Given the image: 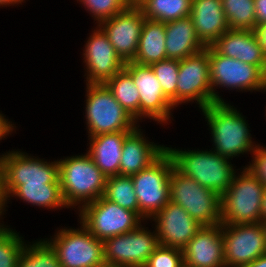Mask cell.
I'll return each mask as SVG.
<instances>
[{
  "instance_id": "cell-17",
  "label": "cell",
  "mask_w": 266,
  "mask_h": 267,
  "mask_svg": "<svg viewBox=\"0 0 266 267\" xmlns=\"http://www.w3.org/2000/svg\"><path fill=\"white\" fill-rule=\"evenodd\" d=\"M86 42L83 50L86 83H106L124 68L125 63L98 25Z\"/></svg>"
},
{
  "instance_id": "cell-14",
  "label": "cell",
  "mask_w": 266,
  "mask_h": 267,
  "mask_svg": "<svg viewBox=\"0 0 266 267\" xmlns=\"http://www.w3.org/2000/svg\"><path fill=\"white\" fill-rule=\"evenodd\" d=\"M225 267H243L266 254L262 223L222 224Z\"/></svg>"
},
{
  "instance_id": "cell-19",
  "label": "cell",
  "mask_w": 266,
  "mask_h": 267,
  "mask_svg": "<svg viewBox=\"0 0 266 267\" xmlns=\"http://www.w3.org/2000/svg\"><path fill=\"white\" fill-rule=\"evenodd\" d=\"M222 224L202 226L182 250L185 267H225Z\"/></svg>"
},
{
  "instance_id": "cell-38",
  "label": "cell",
  "mask_w": 266,
  "mask_h": 267,
  "mask_svg": "<svg viewBox=\"0 0 266 267\" xmlns=\"http://www.w3.org/2000/svg\"><path fill=\"white\" fill-rule=\"evenodd\" d=\"M257 24L266 23V0H254Z\"/></svg>"
},
{
  "instance_id": "cell-31",
  "label": "cell",
  "mask_w": 266,
  "mask_h": 267,
  "mask_svg": "<svg viewBox=\"0 0 266 267\" xmlns=\"http://www.w3.org/2000/svg\"><path fill=\"white\" fill-rule=\"evenodd\" d=\"M229 29L253 30L257 24L254 0H222Z\"/></svg>"
},
{
  "instance_id": "cell-45",
  "label": "cell",
  "mask_w": 266,
  "mask_h": 267,
  "mask_svg": "<svg viewBox=\"0 0 266 267\" xmlns=\"http://www.w3.org/2000/svg\"><path fill=\"white\" fill-rule=\"evenodd\" d=\"M100 267H120V266H116V265H110V264H103Z\"/></svg>"
},
{
  "instance_id": "cell-15",
  "label": "cell",
  "mask_w": 266,
  "mask_h": 267,
  "mask_svg": "<svg viewBox=\"0 0 266 267\" xmlns=\"http://www.w3.org/2000/svg\"><path fill=\"white\" fill-rule=\"evenodd\" d=\"M124 69L131 75L140 95V120L149 118L159 124H168L175 106L164 95L151 66L126 62Z\"/></svg>"
},
{
  "instance_id": "cell-2",
  "label": "cell",
  "mask_w": 266,
  "mask_h": 267,
  "mask_svg": "<svg viewBox=\"0 0 266 267\" xmlns=\"http://www.w3.org/2000/svg\"><path fill=\"white\" fill-rule=\"evenodd\" d=\"M59 183L67 208H79L102 197L106 176L88 153L58 160ZM75 206V207H74Z\"/></svg>"
},
{
  "instance_id": "cell-23",
  "label": "cell",
  "mask_w": 266,
  "mask_h": 267,
  "mask_svg": "<svg viewBox=\"0 0 266 267\" xmlns=\"http://www.w3.org/2000/svg\"><path fill=\"white\" fill-rule=\"evenodd\" d=\"M131 131H118L89 137L87 153L107 177L120 175V159L126 136Z\"/></svg>"
},
{
  "instance_id": "cell-37",
  "label": "cell",
  "mask_w": 266,
  "mask_h": 267,
  "mask_svg": "<svg viewBox=\"0 0 266 267\" xmlns=\"http://www.w3.org/2000/svg\"><path fill=\"white\" fill-rule=\"evenodd\" d=\"M253 33L261 47L264 55L266 56V23L256 24Z\"/></svg>"
},
{
  "instance_id": "cell-40",
  "label": "cell",
  "mask_w": 266,
  "mask_h": 267,
  "mask_svg": "<svg viewBox=\"0 0 266 267\" xmlns=\"http://www.w3.org/2000/svg\"><path fill=\"white\" fill-rule=\"evenodd\" d=\"M243 267H266V254Z\"/></svg>"
},
{
  "instance_id": "cell-1",
  "label": "cell",
  "mask_w": 266,
  "mask_h": 267,
  "mask_svg": "<svg viewBox=\"0 0 266 267\" xmlns=\"http://www.w3.org/2000/svg\"><path fill=\"white\" fill-rule=\"evenodd\" d=\"M201 111L211 130L212 150L231 160L240 154H253L258 144L252 140L245 116L233 105L227 101L216 102Z\"/></svg>"
},
{
  "instance_id": "cell-33",
  "label": "cell",
  "mask_w": 266,
  "mask_h": 267,
  "mask_svg": "<svg viewBox=\"0 0 266 267\" xmlns=\"http://www.w3.org/2000/svg\"><path fill=\"white\" fill-rule=\"evenodd\" d=\"M19 232L0 223V267H18V259L25 244Z\"/></svg>"
},
{
  "instance_id": "cell-20",
  "label": "cell",
  "mask_w": 266,
  "mask_h": 267,
  "mask_svg": "<svg viewBox=\"0 0 266 267\" xmlns=\"http://www.w3.org/2000/svg\"><path fill=\"white\" fill-rule=\"evenodd\" d=\"M139 126L132 130L124 140L120 159V175H135L150 167L167 151L166 146L147 140Z\"/></svg>"
},
{
  "instance_id": "cell-11",
  "label": "cell",
  "mask_w": 266,
  "mask_h": 267,
  "mask_svg": "<svg viewBox=\"0 0 266 267\" xmlns=\"http://www.w3.org/2000/svg\"><path fill=\"white\" fill-rule=\"evenodd\" d=\"M81 227L61 228L45 240L55 250L61 267H100L105 264L103 241L81 223Z\"/></svg>"
},
{
  "instance_id": "cell-8",
  "label": "cell",
  "mask_w": 266,
  "mask_h": 267,
  "mask_svg": "<svg viewBox=\"0 0 266 267\" xmlns=\"http://www.w3.org/2000/svg\"><path fill=\"white\" fill-rule=\"evenodd\" d=\"M22 151L1 155V193L5 200L18 186L35 183H59V163L44 161Z\"/></svg>"
},
{
  "instance_id": "cell-41",
  "label": "cell",
  "mask_w": 266,
  "mask_h": 267,
  "mask_svg": "<svg viewBox=\"0 0 266 267\" xmlns=\"http://www.w3.org/2000/svg\"><path fill=\"white\" fill-rule=\"evenodd\" d=\"M260 216H261V223L266 221V188L263 192Z\"/></svg>"
},
{
  "instance_id": "cell-4",
  "label": "cell",
  "mask_w": 266,
  "mask_h": 267,
  "mask_svg": "<svg viewBox=\"0 0 266 267\" xmlns=\"http://www.w3.org/2000/svg\"><path fill=\"white\" fill-rule=\"evenodd\" d=\"M221 195V224L261 222L264 183L245 166Z\"/></svg>"
},
{
  "instance_id": "cell-30",
  "label": "cell",
  "mask_w": 266,
  "mask_h": 267,
  "mask_svg": "<svg viewBox=\"0 0 266 267\" xmlns=\"http://www.w3.org/2000/svg\"><path fill=\"white\" fill-rule=\"evenodd\" d=\"M18 267H61L57 254L45 240L24 244L18 259Z\"/></svg>"
},
{
  "instance_id": "cell-43",
  "label": "cell",
  "mask_w": 266,
  "mask_h": 267,
  "mask_svg": "<svg viewBox=\"0 0 266 267\" xmlns=\"http://www.w3.org/2000/svg\"><path fill=\"white\" fill-rule=\"evenodd\" d=\"M3 203H4V199H3L2 193H1V155H0V212H1V209L3 206Z\"/></svg>"
},
{
  "instance_id": "cell-5",
  "label": "cell",
  "mask_w": 266,
  "mask_h": 267,
  "mask_svg": "<svg viewBox=\"0 0 266 267\" xmlns=\"http://www.w3.org/2000/svg\"><path fill=\"white\" fill-rule=\"evenodd\" d=\"M85 123L88 137L132 131L138 122L114 98L105 83H86Z\"/></svg>"
},
{
  "instance_id": "cell-29",
  "label": "cell",
  "mask_w": 266,
  "mask_h": 267,
  "mask_svg": "<svg viewBox=\"0 0 266 267\" xmlns=\"http://www.w3.org/2000/svg\"><path fill=\"white\" fill-rule=\"evenodd\" d=\"M103 196L123 208L135 211L139 215L137 196L131 176L115 175L107 177Z\"/></svg>"
},
{
  "instance_id": "cell-35",
  "label": "cell",
  "mask_w": 266,
  "mask_h": 267,
  "mask_svg": "<svg viewBox=\"0 0 266 267\" xmlns=\"http://www.w3.org/2000/svg\"><path fill=\"white\" fill-rule=\"evenodd\" d=\"M144 267H185L183 251L159 245Z\"/></svg>"
},
{
  "instance_id": "cell-7",
  "label": "cell",
  "mask_w": 266,
  "mask_h": 267,
  "mask_svg": "<svg viewBox=\"0 0 266 267\" xmlns=\"http://www.w3.org/2000/svg\"><path fill=\"white\" fill-rule=\"evenodd\" d=\"M210 82L214 103L225 102L216 88L236 89V91H263L266 88V73L259 67L235 58L219 54L208 46Z\"/></svg>"
},
{
  "instance_id": "cell-21",
  "label": "cell",
  "mask_w": 266,
  "mask_h": 267,
  "mask_svg": "<svg viewBox=\"0 0 266 267\" xmlns=\"http://www.w3.org/2000/svg\"><path fill=\"white\" fill-rule=\"evenodd\" d=\"M211 46L221 55L259 66L266 73V56L253 30L229 29Z\"/></svg>"
},
{
  "instance_id": "cell-39",
  "label": "cell",
  "mask_w": 266,
  "mask_h": 267,
  "mask_svg": "<svg viewBox=\"0 0 266 267\" xmlns=\"http://www.w3.org/2000/svg\"><path fill=\"white\" fill-rule=\"evenodd\" d=\"M12 124L9 119L5 118V115L0 113V140H4L5 137H7L9 134L12 133V131L16 128V126Z\"/></svg>"
},
{
  "instance_id": "cell-42",
  "label": "cell",
  "mask_w": 266,
  "mask_h": 267,
  "mask_svg": "<svg viewBox=\"0 0 266 267\" xmlns=\"http://www.w3.org/2000/svg\"><path fill=\"white\" fill-rule=\"evenodd\" d=\"M23 2H26V1H24V0H0V7H9V6H16V5H18L19 6V4H22Z\"/></svg>"
},
{
  "instance_id": "cell-18",
  "label": "cell",
  "mask_w": 266,
  "mask_h": 267,
  "mask_svg": "<svg viewBox=\"0 0 266 267\" xmlns=\"http://www.w3.org/2000/svg\"><path fill=\"white\" fill-rule=\"evenodd\" d=\"M153 220L159 244L183 250L187 243L202 228L180 205L169 201L154 217Z\"/></svg>"
},
{
  "instance_id": "cell-46",
  "label": "cell",
  "mask_w": 266,
  "mask_h": 267,
  "mask_svg": "<svg viewBox=\"0 0 266 267\" xmlns=\"http://www.w3.org/2000/svg\"><path fill=\"white\" fill-rule=\"evenodd\" d=\"M262 226L264 228L265 238H266V221L262 222Z\"/></svg>"
},
{
  "instance_id": "cell-22",
  "label": "cell",
  "mask_w": 266,
  "mask_h": 267,
  "mask_svg": "<svg viewBox=\"0 0 266 267\" xmlns=\"http://www.w3.org/2000/svg\"><path fill=\"white\" fill-rule=\"evenodd\" d=\"M190 17L196 36L205 47L229 30L222 0H192Z\"/></svg>"
},
{
  "instance_id": "cell-44",
  "label": "cell",
  "mask_w": 266,
  "mask_h": 267,
  "mask_svg": "<svg viewBox=\"0 0 266 267\" xmlns=\"http://www.w3.org/2000/svg\"><path fill=\"white\" fill-rule=\"evenodd\" d=\"M128 4H138L139 0H125Z\"/></svg>"
},
{
  "instance_id": "cell-16",
  "label": "cell",
  "mask_w": 266,
  "mask_h": 267,
  "mask_svg": "<svg viewBox=\"0 0 266 267\" xmlns=\"http://www.w3.org/2000/svg\"><path fill=\"white\" fill-rule=\"evenodd\" d=\"M144 21L140 7L129 4L117 15L98 24L124 63L133 61L136 56Z\"/></svg>"
},
{
  "instance_id": "cell-13",
  "label": "cell",
  "mask_w": 266,
  "mask_h": 267,
  "mask_svg": "<svg viewBox=\"0 0 266 267\" xmlns=\"http://www.w3.org/2000/svg\"><path fill=\"white\" fill-rule=\"evenodd\" d=\"M195 101L199 109L214 103L210 82L208 47L180 60L177 105Z\"/></svg>"
},
{
  "instance_id": "cell-36",
  "label": "cell",
  "mask_w": 266,
  "mask_h": 267,
  "mask_svg": "<svg viewBox=\"0 0 266 267\" xmlns=\"http://www.w3.org/2000/svg\"><path fill=\"white\" fill-rule=\"evenodd\" d=\"M252 163L247 165V168L259 178L266 186V146L258 144L253 152Z\"/></svg>"
},
{
  "instance_id": "cell-32",
  "label": "cell",
  "mask_w": 266,
  "mask_h": 267,
  "mask_svg": "<svg viewBox=\"0 0 266 267\" xmlns=\"http://www.w3.org/2000/svg\"><path fill=\"white\" fill-rule=\"evenodd\" d=\"M180 61L164 59L151 66L159 81L164 95L177 107V80Z\"/></svg>"
},
{
  "instance_id": "cell-28",
  "label": "cell",
  "mask_w": 266,
  "mask_h": 267,
  "mask_svg": "<svg viewBox=\"0 0 266 267\" xmlns=\"http://www.w3.org/2000/svg\"><path fill=\"white\" fill-rule=\"evenodd\" d=\"M145 19L168 22L190 16L192 0H139Z\"/></svg>"
},
{
  "instance_id": "cell-25",
  "label": "cell",
  "mask_w": 266,
  "mask_h": 267,
  "mask_svg": "<svg viewBox=\"0 0 266 267\" xmlns=\"http://www.w3.org/2000/svg\"><path fill=\"white\" fill-rule=\"evenodd\" d=\"M11 197L19 198L23 202L37 207L47 209L67 208L64 203L60 183H35V184H22L18 186L5 200L0 212V218L7 210L6 204ZM8 200V201H7Z\"/></svg>"
},
{
  "instance_id": "cell-9",
  "label": "cell",
  "mask_w": 266,
  "mask_h": 267,
  "mask_svg": "<svg viewBox=\"0 0 266 267\" xmlns=\"http://www.w3.org/2000/svg\"><path fill=\"white\" fill-rule=\"evenodd\" d=\"M174 160L166 151L156 162L132 175L139 216L150 220L170 201L171 171Z\"/></svg>"
},
{
  "instance_id": "cell-26",
  "label": "cell",
  "mask_w": 266,
  "mask_h": 267,
  "mask_svg": "<svg viewBox=\"0 0 266 267\" xmlns=\"http://www.w3.org/2000/svg\"><path fill=\"white\" fill-rule=\"evenodd\" d=\"M165 37L164 22L145 19L139 38L138 50L133 61L150 66L167 59Z\"/></svg>"
},
{
  "instance_id": "cell-10",
  "label": "cell",
  "mask_w": 266,
  "mask_h": 267,
  "mask_svg": "<svg viewBox=\"0 0 266 267\" xmlns=\"http://www.w3.org/2000/svg\"><path fill=\"white\" fill-rule=\"evenodd\" d=\"M80 222L98 240L136 229L144 220L135 212L107 200L104 196L79 210Z\"/></svg>"
},
{
  "instance_id": "cell-3",
  "label": "cell",
  "mask_w": 266,
  "mask_h": 267,
  "mask_svg": "<svg viewBox=\"0 0 266 267\" xmlns=\"http://www.w3.org/2000/svg\"><path fill=\"white\" fill-rule=\"evenodd\" d=\"M174 160V166L187 177L196 180L201 186L222 195L232 183L236 173L229 158L214 150H185L167 147Z\"/></svg>"
},
{
  "instance_id": "cell-27",
  "label": "cell",
  "mask_w": 266,
  "mask_h": 267,
  "mask_svg": "<svg viewBox=\"0 0 266 267\" xmlns=\"http://www.w3.org/2000/svg\"><path fill=\"white\" fill-rule=\"evenodd\" d=\"M114 98L137 122L140 121V95L131 75L123 68L106 83ZM139 120V121H138Z\"/></svg>"
},
{
  "instance_id": "cell-24",
  "label": "cell",
  "mask_w": 266,
  "mask_h": 267,
  "mask_svg": "<svg viewBox=\"0 0 266 267\" xmlns=\"http://www.w3.org/2000/svg\"><path fill=\"white\" fill-rule=\"evenodd\" d=\"M165 49L168 59L182 60L205 48L196 36L190 16L165 22Z\"/></svg>"
},
{
  "instance_id": "cell-34",
  "label": "cell",
  "mask_w": 266,
  "mask_h": 267,
  "mask_svg": "<svg viewBox=\"0 0 266 267\" xmlns=\"http://www.w3.org/2000/svg\"><path fill=\"white\" fill-rule=\"evenodd\" d=\"M90 12L97 25L121 12L127 5L125 0H77Z\"/></svg>"
},
{
  "instance_id": "cell-6",
  "label": "cell",
  "mask_w": 266,
  "mask_h": 267,
  "mask_svg": "<svg viewBox=\"0 0 266 267\" xmlns=\"http://www.w3.org/2000/svg\"><path fill=\"white\" fill-rule=\"evenodd\" d=\"M170 201L180 205L203 226L221 223V196L201 186L181 173L175 166L171 171Z\"/></svg>"
},
{
  "instance_id": "cell-12",
  "label": "cell",
  "mask_w": 266,
  "mask_h": 267,
  "mask_svg": "<svg viewBox=\"0 0 266 267\" xmlns=\"http://www.w3.org/2000/svg\"><path fill=\"white\" fill-rule=\"evenodd\" d=\"M142 223L131 232L103 241L106 264L120 267H144L160 245L156 229L151 232Z\"/></svg>"
}]
</instances>
